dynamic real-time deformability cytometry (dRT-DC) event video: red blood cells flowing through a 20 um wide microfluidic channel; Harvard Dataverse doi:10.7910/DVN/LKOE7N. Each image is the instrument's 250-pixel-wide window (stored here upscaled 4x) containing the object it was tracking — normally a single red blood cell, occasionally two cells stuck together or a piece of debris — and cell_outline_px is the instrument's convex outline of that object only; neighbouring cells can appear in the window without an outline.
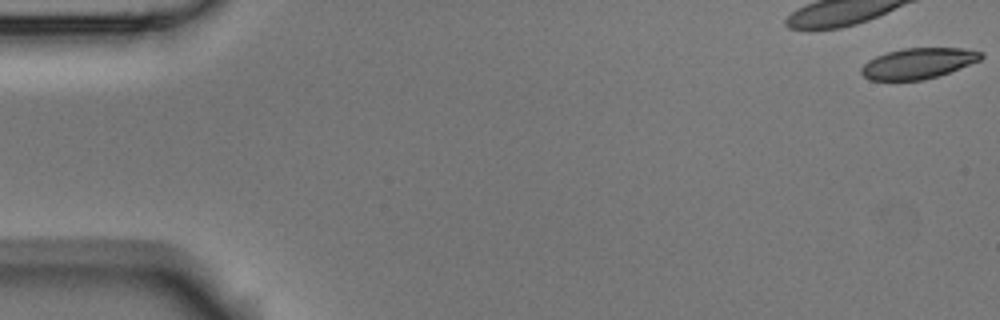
{"species": "Egyptian fruit bat (a non-hibernating species)", "species_latin": "Rousettus aegyptiacus", "temperature_condition": "room temperature", "stored_images_in_passage": 54, "camera_frame_rate_fps": 3000, "um_per_image_px": 0.085, "animal": {"sex": "male"}, "frame": {"image": 1, "passage_image": 1, "time_ms": 0.0, "image_size_px": [1000, 320], "cell_outline_px": [[984, 56], [980, 60], [948, 72], [924, 80], [868, 80], [860, 72], [860, 68], [868, 60], [876, 56], [888, 52], [904, 48], [964, 48], [984, 52]], "centroid_in_image_um": [78.03, 5.38], "position_along_channel_um": 7.0, "area_um2": 21.33}}
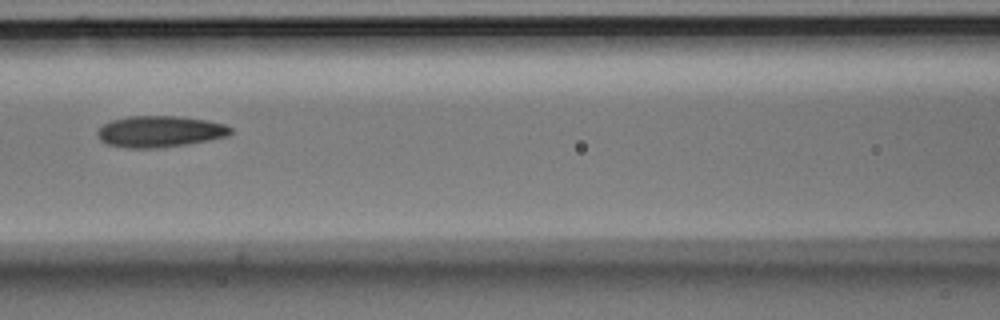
{"frame": {"image": 2, "passage_image": 24, "time_ms": 7.667, "image_size_px": [1000, 320], "cell_outline_px": [[232, 132], [228, 136], [188, 144], [156, 148], [128, 148], [108, 144], [100, 140], [96, 136], [96, 132], [104, 124], [112, 120], [128, 116], [176, 116], [204, 120], [224, 124], [232, 128]], "centroid_in_image_um": [13.57, 11.18], "position_along_channel_um": 153.0, "area_um2": 24.22}}
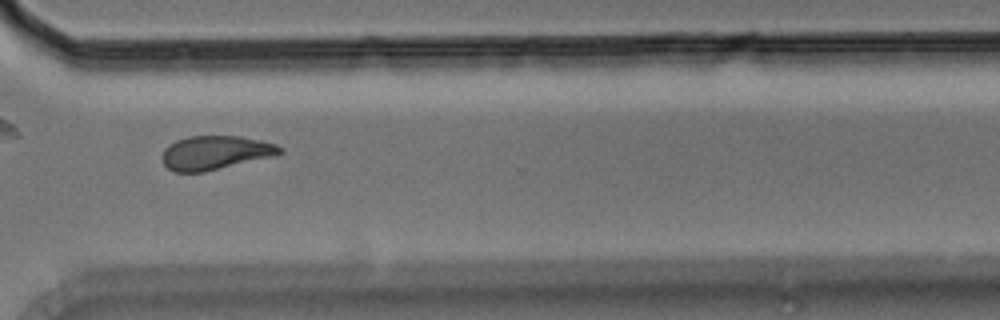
{"frame": {"image": 3, "passage_image": 40, "time_ms": 13.0, "image_size_px": [1000, 320], "cell_outline_px": [[284, 152], [276, 156], [204, 172], [176, 172], [168, 168], [164, 164], [160, 156], [164, 148], [168, 144], [176, 140], [188, 136], [240, 136], [260, 140], [276, 144], [284, 148]], "centroid_in_image_um": [18.31, 12.98], "position_along_channel_um": 352.3, "area_um2": 23.58}, "authors_computed_cell_mechanics": {"area_um2": 23.2934, "velocity_mm_per_s": 3.7463, "shape_relaxation_time_tau1_ms": 4.6699, "shape_relaxation_time_tau2_ms": 3.7319, "deformation_change_tau1": 0.1351, "deformation_change_tau2": 0.1041}}